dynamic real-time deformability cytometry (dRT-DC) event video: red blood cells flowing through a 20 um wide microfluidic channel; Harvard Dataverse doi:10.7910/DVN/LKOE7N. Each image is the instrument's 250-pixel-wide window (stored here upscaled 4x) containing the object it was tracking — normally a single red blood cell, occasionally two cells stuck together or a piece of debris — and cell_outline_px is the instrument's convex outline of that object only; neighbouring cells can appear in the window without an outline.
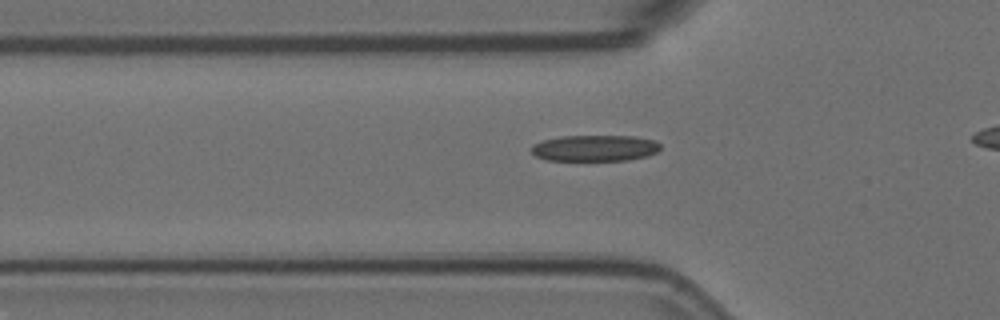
{"species": "Egyptian fruit bat (a non-hibernating species)", "species_latin": "Rousettus aegyptiacus", "temperature_condition": "room temperature", "stored_images_in_passage": 40, "camera_frame_rate_fps": 3000, "um_per_image_px": 0.085, "animal": {"sex": "female"}, "frame": {"image": 1, "passage_image": 12, "time_ms": 3.667, "image_size_px": [1000, 320], "cell_outline_px": [[660, 148], [656, 152], [648, 156], [628, 160], [548, 160], [536, 156], [532, 152], [532, 144], [544, 140], [560, 136], [636, 136], [656, 140], [660, 144]], "centroid_in_image_um": [50.6, 12.58], "position_along_channel_um": 75.2, "area_um2": 19.71}}
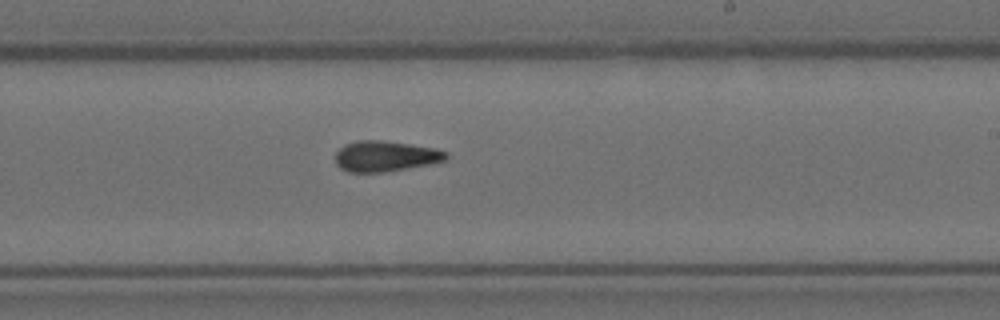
{"frame": {"image": 2, "passage_image": 27, "time_ms": 8.667, "image_size_px": [1000, 320], "cell_outline_px": [[448, 156], [444, 160], [428, 164], [408, 168], [384, 172], [348, 172], [340, 168], [336, 164], [336, 152], [344, 144], [360, 140], [380, 140], [436, 148], [448, 152]], "centroid_in_image_um": [32.74, 13.27], "position_along_channel_um": 256.3, "area_um2": 19.65}}
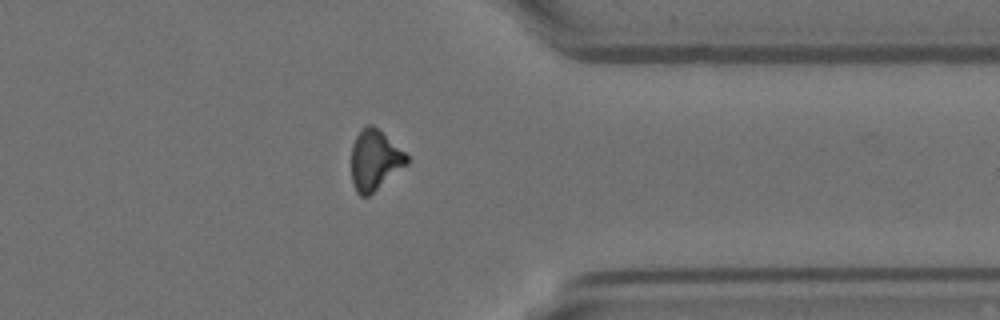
{"frame": {"image": 3, "passage_image": 38, "time_ms": 12.333, "image_size_px": [1000, 320], "cell_outline_px": [[408, 164], [368, 196], [360, 196], [356, 192], [352, 184], [352, 144], [360, 128], [368, 124], [372, 124], [404, 152], [408, 156]], "centroid_in_image_um": [31.83, 13.61], "position_along_channel_um": 379.6, "area_um2": 19.31}}